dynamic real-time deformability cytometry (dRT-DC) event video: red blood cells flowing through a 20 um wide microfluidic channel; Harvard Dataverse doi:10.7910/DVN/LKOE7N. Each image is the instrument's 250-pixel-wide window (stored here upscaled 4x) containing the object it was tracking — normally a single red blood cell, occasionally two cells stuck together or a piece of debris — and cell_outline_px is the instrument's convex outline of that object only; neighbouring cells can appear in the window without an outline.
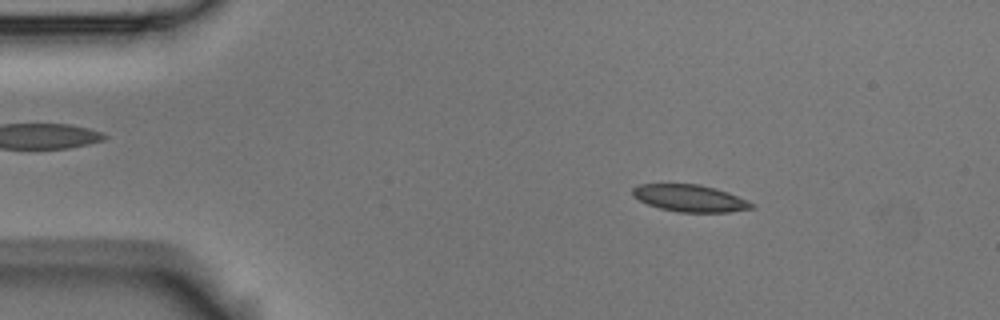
{"species": "Egyptian fruit bat (a non-hibernating species)", "species_latin": "Rousettus aegyptiacus", "temperature_condition": "room temperature", "stored_images_in_passage": 3, "camera_frame_rate_fps": 3000, "um_per_image_px": 0.085, "animal": {"sex": "male"}, "frame": {"image": 1, "passage_image": 1, "time_ms": 0.0, "image_size_px": [1000, 320], "cell_outline_px": [[756, 208], [728, 212], [676, 212], [660, 208], [648, 204], [632, 196], [632, 188], [640, 184], [700, 184], [716, 188], [728, 192], [756, 204]], "centroid_in_image_um": [58.67, 16.85], "position_along_channel_um": 26.3, "area_um2": 18.84}}